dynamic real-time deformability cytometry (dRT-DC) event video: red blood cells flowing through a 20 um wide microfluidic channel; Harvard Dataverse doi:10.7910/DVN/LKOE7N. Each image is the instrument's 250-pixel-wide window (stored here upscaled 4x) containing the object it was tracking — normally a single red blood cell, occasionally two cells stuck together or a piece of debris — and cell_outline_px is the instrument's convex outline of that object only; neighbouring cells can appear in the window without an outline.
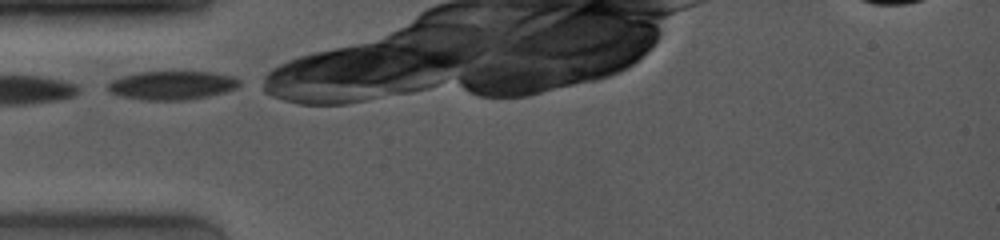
{"species": "common noctule bat (a hibernating species)", "species_latin": "Nyctalus noctula", "temperature_condition": "room temperature", "stored_images_in_passage": 3, "camera_frame_rate_fps": 4000, "um_per_image_px": 0.085, "animal": {"sex": "female", "body_mass_g": 19.0, "forearm_length_mm": 53.3}, "frame": {"image": 1, "passage_image": 1, "time_ms": 0.0, "image_size_px": [1000, 240], "cell_outline_px": [[240, 84], [236, 88], [224, 92], [208, 96], [188, 100], [144, 100], [120, 96], [108, 92], [108, 84], [112, 80], [120, 76], [136, 72], [212, 72], [232, 76], [240, 80]], "centroid_in_image_um": [14.59, 7.25], "position_along_channel_um": 70.4, "area_um2": 22.08}}